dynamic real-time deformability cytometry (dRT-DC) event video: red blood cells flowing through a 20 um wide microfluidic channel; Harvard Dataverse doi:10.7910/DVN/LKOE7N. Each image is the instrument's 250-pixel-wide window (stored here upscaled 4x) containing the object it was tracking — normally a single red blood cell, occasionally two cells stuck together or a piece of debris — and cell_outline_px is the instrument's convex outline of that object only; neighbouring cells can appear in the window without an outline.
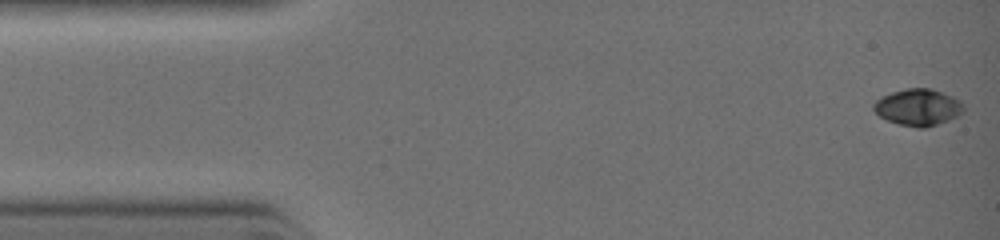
{"species": "common noctule bat (a hibernating species)", "species_latin": "Nyctalus noctula", "temperature_condition": "warm", "stored_images_in_passage": 10, "camera_frame_rate_fps": 3000, "um_per_image_px": 0.085, "animal": {"sex": "female", "body_mass_g": 19.0, "forearm_length_mm": 51.5}, "frame": {"image": 1, "passage_image": 1, "time_ms": 0.0, "image_size_px": [1000, 240], "cell_outline_px": [[964, 108], [956, 116], [948, 120], [924, 128], [920, 128], [900, 124], [888, 120], [880, 116], [872, 108], [872, 104], [876, 100], [892, 92], [904, 88], [928, 88], [952, 96], [960, 100], [964, 104]], "centroid_in_image_um": [78.02, 9.11], "position_along_channel_um": 7.0, "area_um2": 18.9}}